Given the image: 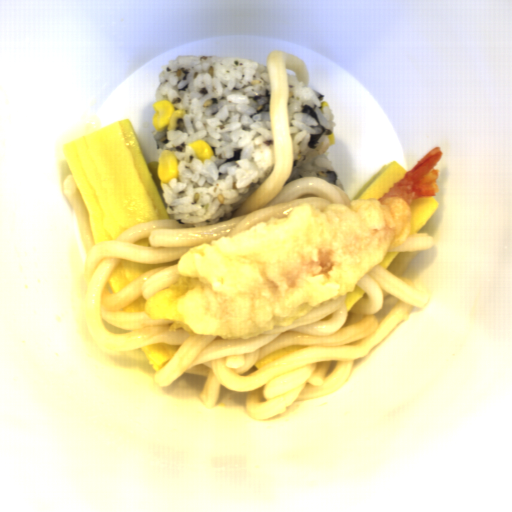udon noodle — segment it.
<instances>
[{
  "label": "udon noodle",
  "mask_w": 512,
  "mask_h": 512,
  "mask_svg": "<svg viewBox=\"0 0 512 512\" xmlns=\"http://www.w3.org/2000/svg\"><path fill=\"white\" fill-rule=\"evenodd\" d=\"M287 69L306 87L310 83L309 70L300 57L269 52L266 71L274 166L228 219L222 216L211 226L194 227L159 218L135 224L112 241L95 245L87 205L70 167L64 160L57 169L59 187L75 214L85 253L83 260L76 240L67 246L74 316L90 350L102 363L151 376L153 389L161 396L199 400L208 409L218 403L222 385L247 392L244 406L249 417L264 421L297 400L338 392L355 359L366 357L415 308L427 304L429 292L402 275L414 257L435 243L428 232H410L404 242L389 247L387 251L399 254L387 270L376 265L364 274L357 285L366 293L350 312L345 305L350 292L338 294L289 326H274L252 339H223L184 328L171 332L175 320L150 317L147 300L183 276L177 266L190 248L212 245V240L234 236L271 218H287L297 205L309 204L319 212L327 205L350 207L348 194L321 178L300 177L287 183L294 165ZM147 236L151 247L133 243ZM119 258L142 264L179 261L145 272L113 295L108 279ZM140 295L146 299L145 312L119 310ZM155 342L181 345L157 373L140 349ZM300 344L308 348L262 369L254 366L273 351Z\"/></svg>",
  "instance_id": "1"
}]
</instances>
